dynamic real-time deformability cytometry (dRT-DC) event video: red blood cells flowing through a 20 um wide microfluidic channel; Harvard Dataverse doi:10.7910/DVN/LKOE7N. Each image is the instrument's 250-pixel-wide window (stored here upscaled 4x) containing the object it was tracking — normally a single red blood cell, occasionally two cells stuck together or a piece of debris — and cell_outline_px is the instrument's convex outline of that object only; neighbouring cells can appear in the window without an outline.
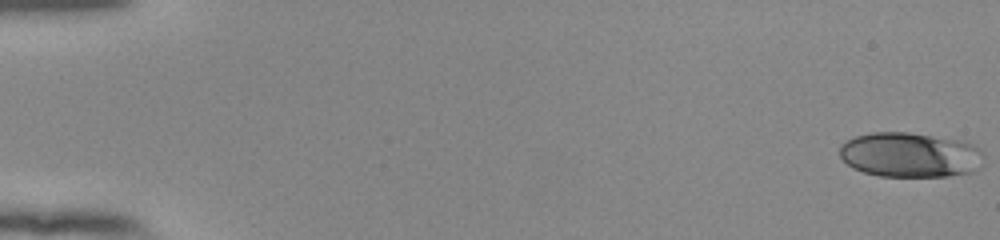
{"species": "human", "species_latin": "Homo sapiens", "temperature_condition": "room temperature", "stored_images_in_passage": 55, "camera_frame_rate_fps": 3000, "um_per_image_px": 0.085, "donor": {"sex": "female"}, "frame": {"image": 1, "passage_image": 1, "time_ms": 0.0, "image_size_px": [1000, 240], "cell_outline_px": [[984, 156], [980, 168], [972, 172], [948, 176], [880, 176], [864, 172], [852, 168], [840, 156], [840, 144], [856, 136], [872, 132], [908, 132], [960, 140], [972, 144], [980, 148]], "centroid_in_image_um": [77.38, 13.16], "position_along_channel_um": 7.6, "area_um2": 37.8}}
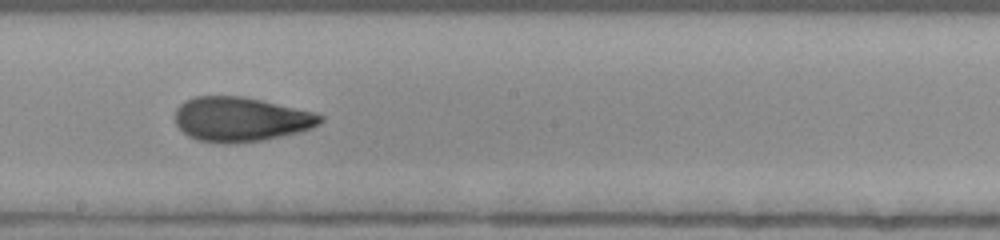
{"frame": {"image": 2, "passage_image": 32, "time_ms": 10.333, "image_size_px": [1000, 240], "cell_outline_px": [[324, 120], [320, 124], [312, 128], [264, 140], [196, 140], [188, 136], [176, 124], [176, 108], [184, 100], [196, 96], [244, 96], [312, 112], [324, 116]], "centroid_in_image_um": [20.46, 10.09], "position_along_channel_um": 227.7, "area_um2": 36.53}}
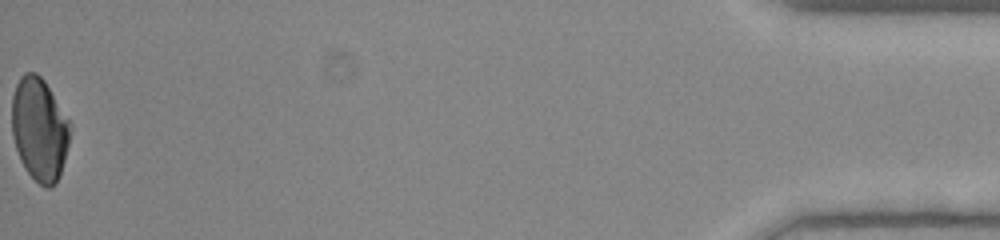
{"frame": {"image": 3, "passage_image": 55, "time_ms": 18.0, "image_size_px": [1000, 240], "cell_outline_px": [[72, 124], [68, 144], [60, 176], [56, 184], [48, 188], [44, 188], [24, 168], [20, 160], [12, 136], [12, 96], [16, 84], [20, 76], [24, 72], [36, 72], [44, 80]], "centroid_in_image_um": [3.35, 10.98], "position_along_channel_um": 431.8, "area_um2": 35.2}, "authors_computed_cell_mechanics": {"area_um2": 36.6452, "velocity_mm_per_s": 3.8604, "shape_relaxation_time_tau1_ms": 6.008, "shape_relaxation_time_tau2_ms": 1.3363, "deformation_change_tau1": 0.1885, "deformation_change_tau2": 0.0706}}